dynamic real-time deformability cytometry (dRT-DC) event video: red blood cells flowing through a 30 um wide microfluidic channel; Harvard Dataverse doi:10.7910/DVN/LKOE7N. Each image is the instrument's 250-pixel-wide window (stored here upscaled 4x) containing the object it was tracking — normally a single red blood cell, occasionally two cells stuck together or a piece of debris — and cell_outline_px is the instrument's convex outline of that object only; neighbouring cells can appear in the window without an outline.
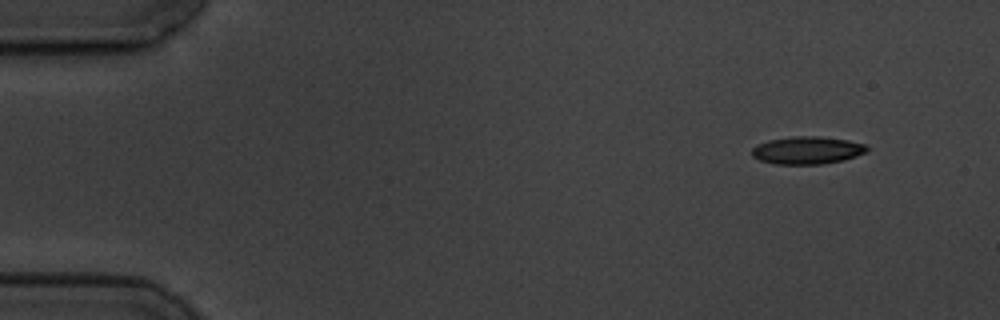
{"species": "common noctule bat (a hibernating species)", "species_latin": "Nyctalus noctula", "temperature_condition": "cold", "stored_images_in_passage": 3, "camera_frame_rate_fps": 3000, "um_per_image_px": 0.085, "animal": {"sex": "male", "body_mass_g": 19.5, "forearm_length_mm": 54.6}, "frame": {"image": 1, "passage_image": 1, "time_ms": 0.0, "image_size_px": [1000, 320], "cell_outline_px": [[868, 152], [844, 160], [820, 164], [776, 164], [760, 160], [752, 156], [752, 148], [756, 144], [768, 140], [796, 136], [820, 136], [848, 140], [864, 144], [868, 148]], "centroid_in_image_um": [68.61, 12.77], "position_along_channel_um": 16.4, "area_um2": 18.55}}